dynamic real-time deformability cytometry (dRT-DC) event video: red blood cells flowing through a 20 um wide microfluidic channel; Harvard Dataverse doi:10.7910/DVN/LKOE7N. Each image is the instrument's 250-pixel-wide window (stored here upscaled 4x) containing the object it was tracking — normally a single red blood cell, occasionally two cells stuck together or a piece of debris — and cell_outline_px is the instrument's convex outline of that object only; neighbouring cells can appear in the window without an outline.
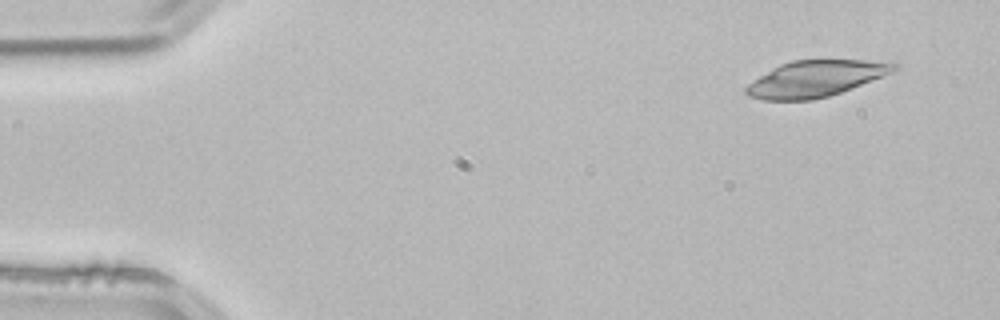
{"species": "common noctule bat (a hibernating species)", "species_latin": "Nyctalus noctula", "temperature_condition": "room temperature", "stored_images_in_passage": 4, "segment_of_instrument_passage": [2, 2], "camera_frame_rate_fps": 3000, "um_per_image_px": 0.085, "animal": {"sex": "male", "body_mass_g": 21.5, "forearm_length_mm": 52.0}, "frame": {"image": 1, "passage_image": 4, "time_ms": 1.0, "image_size_px": [1000, 320], "cell_outline_px": [[900, 68], [892, 72], [852, 88], [828, 96], [812, 100], [764, 100], [748, 96], [744, 92], [744, 88], [748, 84], [772, 68], [780, 64], [792, 60], [864, 60], [900, 64]], "centroid_in_image_um": [69.3, 6.69], "position_along_channel_um": 15.7, "area_um2": 30.98}}